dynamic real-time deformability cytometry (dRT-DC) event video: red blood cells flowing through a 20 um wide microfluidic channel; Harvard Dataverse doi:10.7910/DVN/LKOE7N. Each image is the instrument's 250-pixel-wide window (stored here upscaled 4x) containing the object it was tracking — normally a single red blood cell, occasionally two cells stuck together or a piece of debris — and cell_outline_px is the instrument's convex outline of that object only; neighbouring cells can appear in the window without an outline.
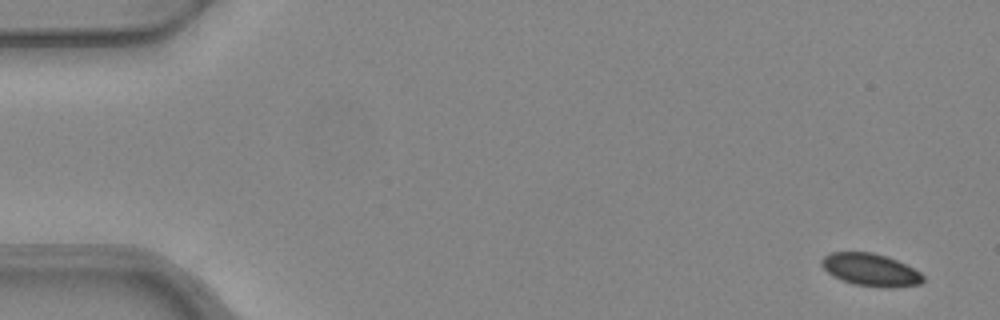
{"species": "common noctule bat (a hibernating species)", "species_latin": "Nyctalus noctula", "temperature_condition": "warm", "stored_images_in_passage": 5, "camera_frame_rate_fps": 3000, "um_per_image_px": 0.085, "animal": {"sex": "female", "body_mass_g": 24.6, "forearm_length_mm": 56.2}, "frame": {"image": 1, "passage_image": 1, "time_ms": 0.0, "image_size_px": [1000, 320], "cell_outline_px": [[924, 280], [920, 284], [892, 288], [888, 288], [852, 284], [840, 280], [832, 276], [820, 264], [820, 260], [824, 256], [832, 252], [872, 252], [896, 260], [920, 272], [924, 276]], "centroid_in_image_um": [73.97, 22.94], "position_along_channel_um": 11.0, "area_um2": 19.25}}
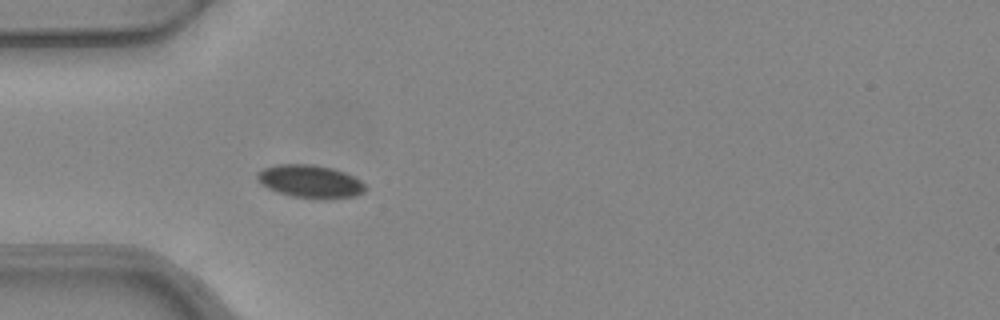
{"frame": {"image": 2, "passage_image": 5, "time_ms": 1.333, "image_size_px": [1000, 320], "cell_outline_px": [[368, 188], [364, 192], [356, 196], [328, 200], [320, 200], [292, 196], [268, 188], [260, 184], [256, 180], [256, 172], [264, 168], [276, 164], [312, 164], [332, 168], [344, 172], [360, 180]], "centroid_in_image_um": [26.37, 15.43], "position_along_channel_um": 58.6, "area_um2": 21.1}}